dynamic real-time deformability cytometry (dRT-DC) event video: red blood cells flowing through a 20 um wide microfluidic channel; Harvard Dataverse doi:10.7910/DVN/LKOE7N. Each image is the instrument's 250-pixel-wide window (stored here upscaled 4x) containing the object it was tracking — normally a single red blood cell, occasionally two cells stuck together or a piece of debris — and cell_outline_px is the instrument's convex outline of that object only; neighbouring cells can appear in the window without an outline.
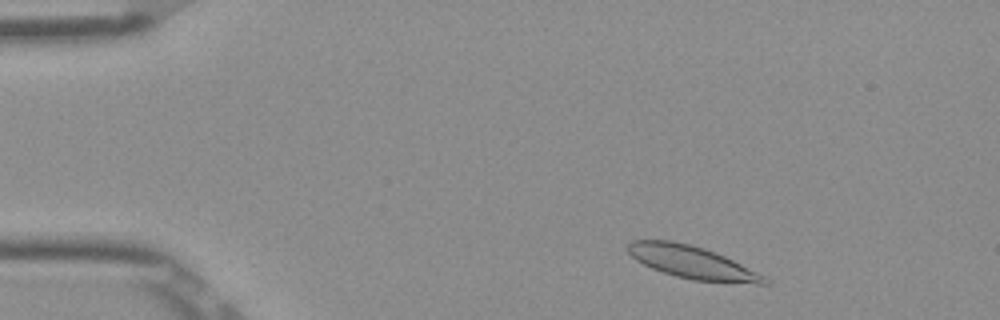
{"species": "Egyptian fruit bat (a non-hibernating species)", "species_latin": "Rousettus aegyptiacus", "temperature_condition": "room temperature", "stored_images_in_passage": 49, "camera_frame_rate_fps": 3000, "um_per_image_px": 0.085, "frame": {"image": 1, "passage_image": 4, "time_ms": 1.0, "image_size_px": [1000, 320], "cell_outline_px": [[768, 284], [756, 284], [692, 280], [676, 276], [652, 268], [636, 260], [628, 252], [628, 244], [632, 240], [672, 240], [704, 248], [724, 256], [764, 276], [768, 280]], "centroid_in_image_um": [58.8, 22.29], "position_along_channel_um": 26.2, "area_um2": 25.55}}
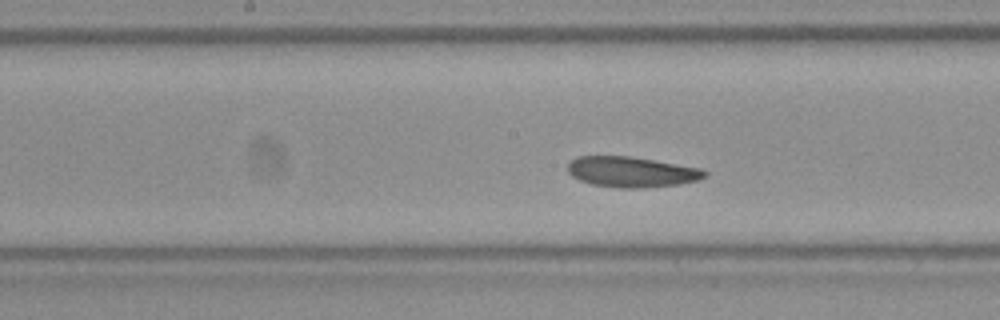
{"frame": {"image": 2, "passage_image": 23, "time_ms": 7.333, "image_size_px": [1000, 320], "cell_outline_px": [[708, 172], [704, 176], [696, 180], [680, 184], [640, 188], [620, 188], [592, 184], [580, 180], [572, 176], [568, 172], [568, 160], [576, 156], [628, 156], [700, 168]], "centroid_in_image_um": [53.62, 14.61], "position_along_channel_um": 194.6, "area_um2": 24.16}}
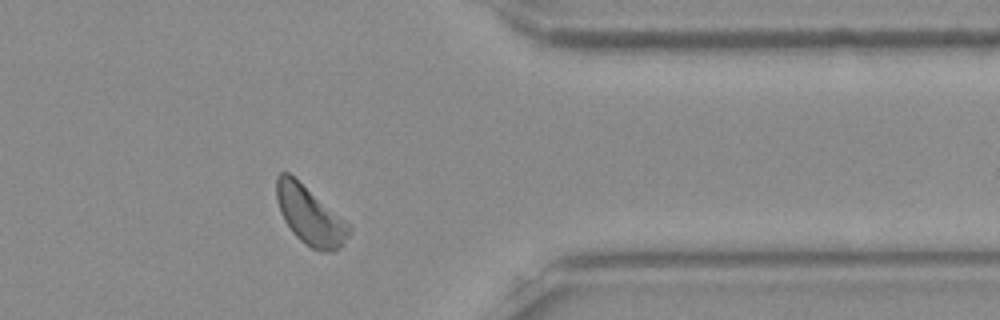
{"frame": {"image": 3, "passage_image": 39, "time_ms": 12.667, "image_size_px": [1000, 320], "cell_outline_px": [[352, 228], [348, 236], [340, 248], [332, 252], [320, 252], [304, 244], [292, 232], [284, 220], [280, 212], [276, 200], [276, 176], [280, 172], [288, 172], [344, 220]], "centroid_in_image_um": [26.31, 18.35], "position_along_channel_um": 385.1, "area_um2": 24.33}, "authors_computed_cell_mechanics": {"area_um2": 24.3916, "velocity_mm_per_s": 3.8211, "shape_relaxation_time_tau1_ms": 6.9124, "shape_relaxation_time_tau2_ms": 6.9732, "deformation_change_tau1": 0.1328, "deformation_change_tau2": 0.1462}}